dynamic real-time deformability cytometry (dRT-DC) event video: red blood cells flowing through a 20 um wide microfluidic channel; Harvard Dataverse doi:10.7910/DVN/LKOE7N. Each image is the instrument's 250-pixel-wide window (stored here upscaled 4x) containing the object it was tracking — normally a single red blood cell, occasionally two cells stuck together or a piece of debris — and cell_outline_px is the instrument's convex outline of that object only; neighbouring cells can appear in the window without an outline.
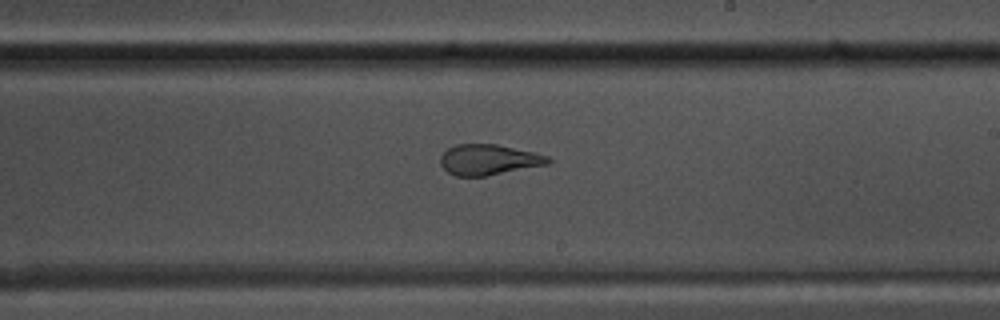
{"species": "common noctule bat (a hibernating species)", "species_latin": "Nyctalus noctula", "temperature_condition": "warm", "stored_images_in_passage": 36, "camera_frame_rate_fps": 3000, "um_per_image_px": 0.085, "animal": {"sex": "male", "body_mass_g": 17.5, "forearm_length_mm": 52.3}, "frame": {"image": 1, "passage_image": 14, "time_ms": 4.333, "image_size_px": [1000, 320], "cell_outline_px": [[548, 160], [540, 164], [484, 176], [460, 176], [444, 168], [444, 152], [460, 144], [492, 144], [528, 152], [540, 156]], "centroid_in_image_um": [41.42, 13.57], "position_along_channel_um": 247.6, "area_um2": 17.17}}
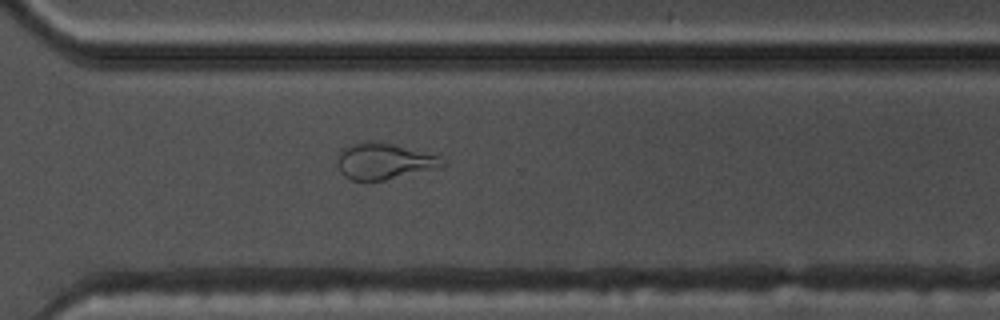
{"frame": {"image": 2, "passage_image": 21, "time_ms": 6.667, "image_size_px": [1000, 320], "cell_outline_px": [[432, 156], [408, 168], [380, 180], [356, 180], [348, 176], [344, 152], [352, 148], [364, 144], [380, 144]], "centroid_in_image_um": [32.23, 13.71], "position_along_channel_um": 338.4, "area_um2": 15.2}}
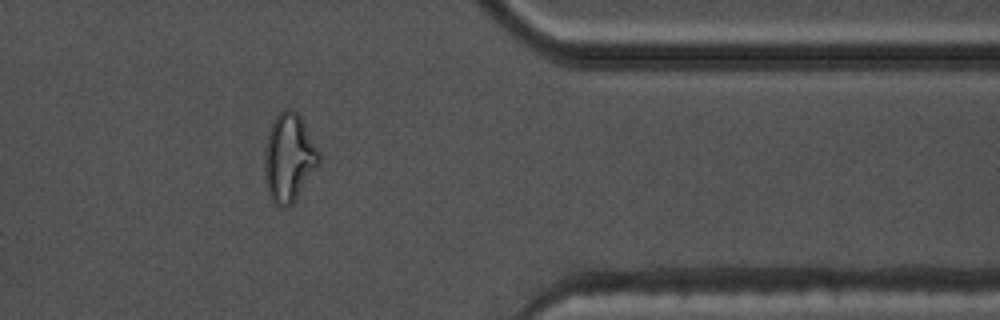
{"frame": {"image": 3, "passage_image": 26, "time_ms": 8.333, "image_size_px": [1000, 320], "cell_outline_px": [[316, 160], [292, 192], [272, 188], [268, 172], [268, 156], [272, 132], [280, 116], [296, 116], [316, 156]], "centroid_in_image_um": [24.56, 13.13], "position_along_channel_um": 386.8, "area_um2": 18.79}}